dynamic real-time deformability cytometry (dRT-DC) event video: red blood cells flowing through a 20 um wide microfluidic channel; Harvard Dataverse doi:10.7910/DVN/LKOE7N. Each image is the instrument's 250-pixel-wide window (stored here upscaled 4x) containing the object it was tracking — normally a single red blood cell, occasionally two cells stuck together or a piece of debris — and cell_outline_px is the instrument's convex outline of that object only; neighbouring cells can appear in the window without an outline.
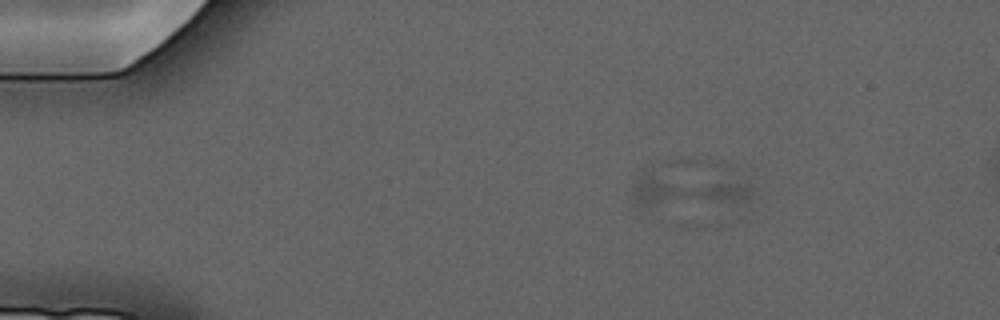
{"species": "common noctule bat (a hibernating species)", "species_latin": "Nyctalus noctula", "temperature_condition": "cold", "stored_images_in_passage": 5, "camera_frame_rate_fps": 3000, "um_per_image_px": 0.085, "animal": {"sex": "male", "forearm_length_mm": 52.5}, "frame": {"image": 1, "passage_image": 3, "time_ms": 2.333, "image_size_px": [1000, 320], "cell_outline_px": [[752, 200], [644, 204], [640, 204], [632, 196], [632, 192], [636, 184], [644, 172], [652, 164], [744, 184], [752, 192]], "centroid_in_image_um": [58.27, 15.96], "position_along_channel_um": 26.7, "area_um2": 23.12}}